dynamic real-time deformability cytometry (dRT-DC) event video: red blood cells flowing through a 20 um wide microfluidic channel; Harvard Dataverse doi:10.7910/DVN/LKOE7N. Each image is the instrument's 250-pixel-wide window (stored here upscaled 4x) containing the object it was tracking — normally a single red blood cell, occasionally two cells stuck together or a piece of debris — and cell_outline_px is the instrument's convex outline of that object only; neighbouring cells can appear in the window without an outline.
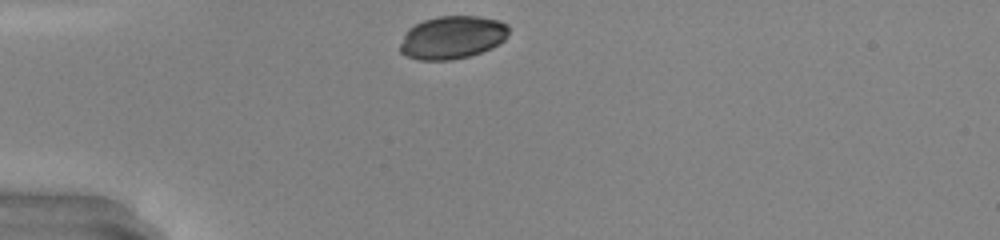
{"species": "common noctule bat (a hibernating species)", "species_latin": "Nyctalus noctula", "temperature_condition": "warm", "stored_images_in_passage": 28, "camera_frame_rate_fps": 3000, "um_per_image_px": 0.085, "animal": {"sex": "male", "body_mass_g": 20.0, "forearm_length_mm": 53.3}, "frame": {"image": 1, "passage_image": 1, "time_ms": 0.0, "image_size_px": [1000, 240], "cell_outline_px": [[508, 36], [500, 44], [492, 48], [468, 56], [452, 60], [420, 60], [408, 56], [400, 52], [400, 44], [404, 32], [408, 28], [424, 20], [440, 16], [476, 16], [500, 20], [508, 24]], "centroid_in_image_um": [38.45, 3.18], "position_along_channel_um": 46.5, "area_um2": 27.34}}
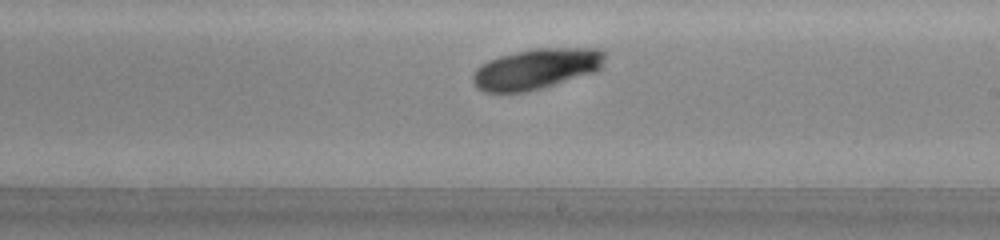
{"frame": {"image": 2, "passage_image": 17, "time_ms": 5.333, "image_size_px": [1000, 240], "cell_outline_px": [[604, 64], [596, 72], [540, 88], [520, 92], [484, 92], [476, 88], [472, 80], [472, 76], [476, 68], [480, 64], [488, 60], [500, 56], [532, 48], [600, 48], [604, 52]], "centroid_in_image_um": [45.57, 5.84], "position_along_channel_um": 243.4, "area_um2": 31.21}}
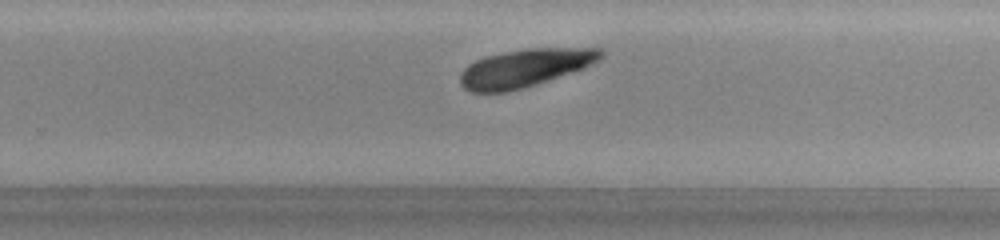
{"frame": {"image": 3, "passage_image": 20, "time_ms": 6.333, "image_size_px": [1000, 240], "cell_outline_px": [[604, 56], [600, 60], [584, 68], [524, 88], [504, 92], [472, 92], [464, 88], [460, 84], [460, 72], [468, 64], [484, 56], [524, 48], [600, 48], [604, 52]], "centroid_in_image_um": [44.61, 5.77], "position_along_channel_um": 285.2, "area_um2": 31.15}}